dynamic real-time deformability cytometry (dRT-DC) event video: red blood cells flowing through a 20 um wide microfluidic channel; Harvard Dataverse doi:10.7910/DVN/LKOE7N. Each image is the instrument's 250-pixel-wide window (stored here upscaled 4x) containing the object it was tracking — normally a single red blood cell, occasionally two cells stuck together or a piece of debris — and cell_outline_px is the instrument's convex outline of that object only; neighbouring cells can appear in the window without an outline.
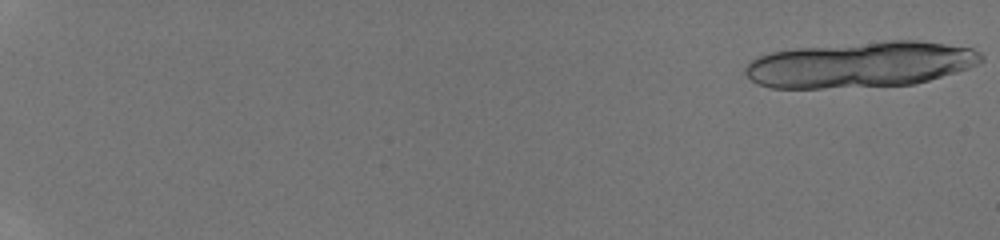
{"species": "human", "species_latin": "Homo sapiens", "temperature_condition": "room temperature", "stored_images_in_passage": 11, "camera_frame_rate_fps": 3000, "um_per_image_px": 0.085, "donor": {"sex": "male"}, "frame": {"image": 1, "passage_image": 1, "time_ms": 0.0, "image_size_px": [1000, 240], "cell_outline_px": [[984, 60], [980, 64], [956, 72], [916, 84], [824, 88], [772, 88], [756, 84], [744, 72], [744, 68], [748, 60], [756, 56], [772, 52], [796, 48], [888, 40], [916, 40], [972, 48], [980, 52], [984, 56]], "centroid_in_image_um": [73.13, 5.48], "position_along_channel_um": 11.9, "area_um2": 63.35}}